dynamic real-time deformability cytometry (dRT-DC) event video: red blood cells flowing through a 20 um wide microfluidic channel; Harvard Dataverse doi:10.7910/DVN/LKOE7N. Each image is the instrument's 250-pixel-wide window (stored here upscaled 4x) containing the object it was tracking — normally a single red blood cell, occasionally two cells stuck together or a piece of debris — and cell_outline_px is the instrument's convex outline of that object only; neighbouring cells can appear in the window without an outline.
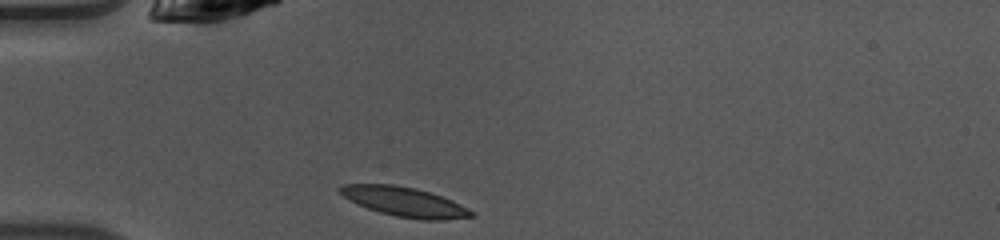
{"species": "common noctule bat (a hibernating species)", "species_latin": "Nyctalus noctula", "temperature_condition": "warm", "stored_images_in_passage": 36, "camera_frame_rate_fps": 3000, "um_per_image_px": 0.085, "animal": {"sex": "female", "body_mass_g": 10.0, "forearm_length_mm": 53.1}, "frame": {"image": 1, "passage_image": 1, "time_ms": 0.0, "image_size_px": [1000, 240], "cell_outline_px": [[476, 216], [444, 220], [420, 220], [396, 216], [380, 212], [368, 208], [344, 196], [336, 188], [344, 184], [396, 184], [416, 188], [452, 200], [476, 212]], "centroid_in_image_um": [34.44, 17.16], "position_along_channel_um": 50.6, "area_um2": 22.48}}
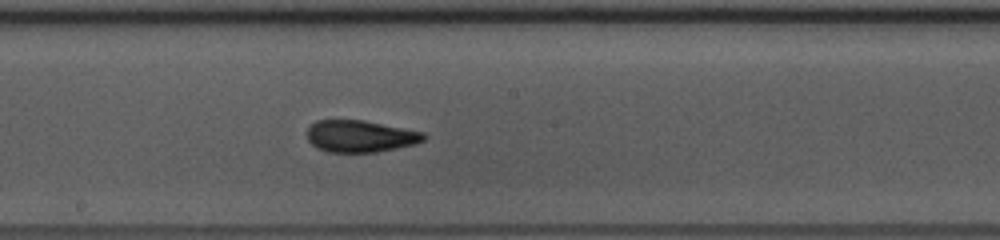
{"frame": {"image": 2, "passage_image": 14, "time_ms": 4.333, "image_size_px": [1000, 240], "cell_outline_px": [[428, 136], [424, 140], [416, 144], [376, 152], [328, 152], [316, 148], [308, 140], [308, 128], [316, 120], [364, 120], [424, 132]], "centroid_in_image_um": [30.64, 11.58], "position_along_channel_um": 217.6, "area_um2": 21.73}}
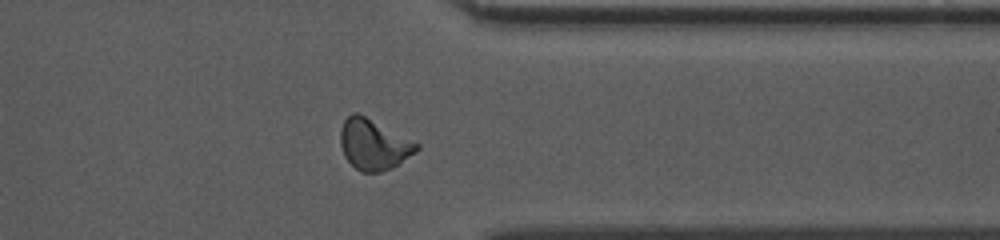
{"frame": {"image": 3, "passage_image": 26, "time_ms": 8.333, "image_size_px": [1000, 240], "cell_outline_px": [[420, 148], [416, 152], [392, 168], [380, 172], [360, 172], [344, 156], [340, 144], [340, 128], [344, 120], [352, 112], [356, 112], [420, 144]], "centroid_in_image_um": [31.74, 12.29], "position_along_channel_um": 379.7, "area_um2": 22.25}, "authors_computed_cell_mechanics": {"area_um2": 21.675, "velocity_mm_per_s": 4.1301, "shape_relaxation_time_tau1_ms": 6.5851, "shape_relaxation_time_tau2_ms": 1.424, "deformation_change_tau1": 0.216, "deformation_change_tau2": 0.0889}}